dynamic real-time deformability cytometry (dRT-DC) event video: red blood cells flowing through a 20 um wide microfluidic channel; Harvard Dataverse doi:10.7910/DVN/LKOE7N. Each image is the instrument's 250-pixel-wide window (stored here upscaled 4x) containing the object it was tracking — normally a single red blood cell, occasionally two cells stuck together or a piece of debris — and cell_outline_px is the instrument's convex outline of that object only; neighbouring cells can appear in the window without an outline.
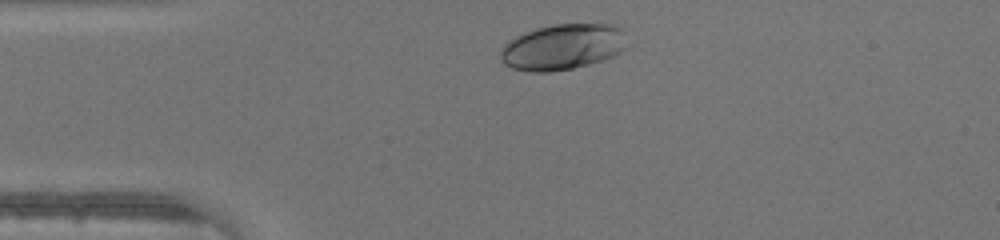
{"species": "human", "species_latin": "Homo sapiens", "temperature_condition": "warm", "stored_images_in_passage": 28, "camera_frame_rate_fps": 3000, "um_per_image_px": 0.085, "donor": {"sex": "male"}, "frame": {"image": 1, "passage_image": 2, "time_ms": 0.333, "image_size_px": [1000, 240], "cell_outline_px": [[624, 48], [620, 52], [612, 56], [588, 64], [572, 68], [552, 72], [528, 72], [512, 68], [504, 64], [500, 60], [500, 48], [508, 40], [524, 32], [536, 28], [556, 24], [612, 24], [620, 28]], "centroid_in_image_um": [47.72, 4.0], "position_along_channel_um": 37.3, "area_um2": 33.52}}
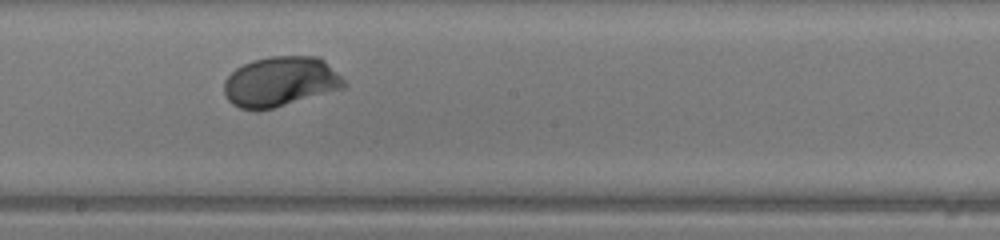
{"frame": {"image": 2, "passage_image": 17, "time_ms": 5.333, "image_size_px": [1000, 240], "cell_outline_px": [[348, 84], [344, 88], [272, 108], [256, 112], [240, 108], [232, 104], [228, 100], [224, 92], [224, 80], [236, 68], [252, 60], [268, 56], [320, 56]], "centroid_in_image_um": [23.81, 6.94], "position_along_channel_um": 224.4, "area_um2": 35.03}}
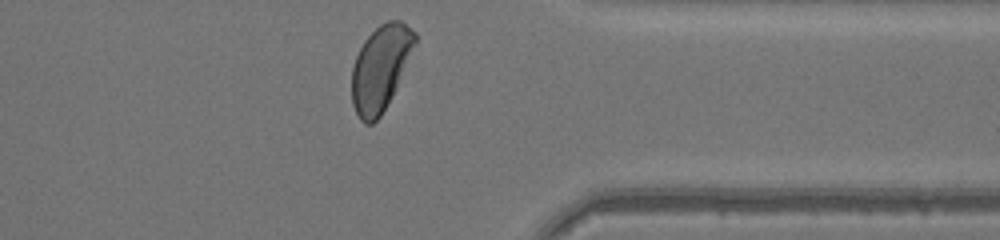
{"frame": {"image": 3, "passage_image": 28, "time_ms": 9.0, "image_size_px": [1000, 240], "cell_outline_px": [[416, 44], [380, 116], [372, 124], [364, 124], [360, 120], [352, 104], [352, 68], [356, 56], [364, 40], [380, 24], [388, 20], [400, 20], [416, 32]], "centroid_in_image_um": [32.32, 5.75], "position_along_channel_um": 379.1, "area_um2": 30.63}}